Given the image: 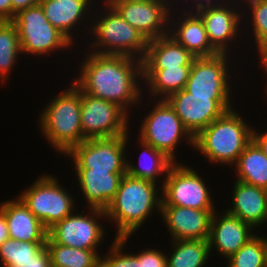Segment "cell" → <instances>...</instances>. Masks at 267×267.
<instances>
[{
  "instance_id": "cell-1",
  "label": "cell",
  "mask_w": 267,
  "mask_h": 267,
  "mask_svg": "<svg viewBox=\"0 0 267 267\" xmlns=\"http://www.w3.org/2000/svg\"><path fill=\"white\" fill-rule=\"evenodd\" d=\"M83 56L85 60L78 68L80 73L72 81L84 93L116 103L128 114L130 107L136 108L142 103L145 88L141 84V60L125 55H101L89 50Z\"/></svg>"
},
{
  "instance_id": "cell-2",
  "label": "cell",
  "mask_w": 267,
  "mask_h": 267,
  "mask_svg": "<svg viewBox=\"0 0 267 267\" xmlns=\"http://www.w3.org/2000/svg\"><path fill=\"white\" fill-rule=\"evenodd\" d=\"M159 191V192H158ZM162 187L157 184L125 174L109 207L106 217L114 222L115 238L132 236L153 212L161 214Z\"/></svg>"
},
{
  "instance_id": "cell-3",
  "label": "cell",
  "mask_w": 267,
  "mask_h": 267,
  "mask_svg": "<svg viewBox=\"0 0 267 267\" xmlns=\"http://www.w3.org/2000/svg\"><path fill=\"white\" fill-rule=\"evenodd\" d=\"M42 136L62 156L83 142L81 129V89L71 81L39 113Z\"/></svg>"
},
{
  "instance_id": "cell-4",
  "label": "cell",
  "mask_w": 267,
  "mask_h": 267,
  "mask_svg": "<svg viewBox=\"0 0 267 267\" xmlns=\"http://www.w3.org/2000/svg\"><path fill=\"white\" fill-rule=\"evenodd\" d=\"M233 108L194 138V149L211 164L233 166L253 140V127Z\"/></svg>"
},
{
  "instance_id": "cell-5",
  "label": "cell",
  "mask_w": 267,
  "mask_h": 267,
  "mask_svg": "<svg viewBox=\"0 0 267 267\" xmlns=\"http://www.w3.org/2000/svg\"><path fill=\"white\" fill-rule=\"evenodd\" d=\"M101 1V0H100ZM100 11L90 25L89 35L94 39L89 45V50L101 55H125L143 60L148 40L136 28L132 27L123 17L105 0ZM99 17V18H98ZM94 18V19H93ZM97 20V21H96ZM90 30V31H89Z\"/></svg>"
},
{
  "instance_id": "cell-6",
  "label": "cell",
  "mask_w": 267,
  "mask_h": 267,
  "mask_svg": "<svg viewBox=\"0 0 267 267\" xmlns=\"http://www.w3.org/2000/svg\"><path fill=\"white\" fill-rule=\"evenodd\" d=\"M154 101L155 105L140 123L137 139L164 152L174 162H178L175 155L176 147L181 141H186L194 148V137L166 100Z\"/></svg>"
},
{
  "instance_id": "cell-7",
  "label": "cell",
  "mask_w": 267,
  "mask_h": 267,
  "mask_svg": "<svg viewBox=\"0 0 267 267\" xmlns=\"http://www.w3.org/2000/svg\"><path fill=\"white\" fill-rule=\"evenodd\" d=\"M58 180L54 175L43 174L18 195L47 230L76 210L73 194Z\"/></svg>"
},
{
  "instance_id": "cell-8",
  "label": "cell",
  "mask_w": 267,
  "mask_h": 267,
  "mask_svg": "<svg viewBox=\"0 0 267 267\" xmlns=\"http://www.w3.org/2000/svg\"><path fill=\"white\" fill-rule=\"evenodd\" d=\"M23 54L41 57L74 46L46 18L39 4L18 11L13 19ZM59 49V50H58Z\"/></svg>"
},
{
  "instance_id": "cell-9",
  "label": "cell",
  "mask_w": 267,
  "mask_h": 267,
  "mask_svg": "<svg viewBox=\"0 0 267 267\" xmlns=\"http://www.w3.org/2000/svg\"><path fill=\"white\" fill-rule=\"evenodd\" d=\"M129 141V133L110 138L87 139L65 157L72 160L75 169L127 173L126 145H129Z\"/></svg>"
},
{
  "instance_id": "cell-10",
  "label": "cell",
  "mask_w": 267,
  "mask_h": 267,
  "mask_svg": "<svg viewBox=\"0 0 267 267\" xmlns=\"http://www.w3.org/2000/svg\"><path fill=\"white\" fill-rule=\"evenodd\" d=\"M175 162L162 186L161 205H177L200 210H216L212 194L196 169Z\"/></svg>"
},
{
  "instance_id": "cell-11",
  "label": "cell",
  "mask_w": 267,
  "mask_h": 267,
  "mask_svg": "<svg viewBox=\"0 0 267 267\" xmlns=\"http://www.w3.org/2000/svg\"><path fill=\"white\" fill-rule=\"evenodd\" d=\"M130 116L118 104L94 97L81 90L83 141L126 135L130 130L128 129Z\"/></svg>"
},
{
  "instance_id": "cell-12",
  "label": "cell",
  "mask_w": 267,
  "mask_h": 267,
  "mask_svg": "<svg viewBox=\"0 0 267 267\" xmlns=\"http://www.w3.org/2000/svg\"><path fill=\"white\" fill-rule=\"evenodd\" d=\"M88 209L87 215L84 209L81 214L75 210L60 220L48 230V236L60 245L98 252L102 240L106 237L105 226H102L100 222L107 219L106 212L95 208Z\"/></svg>"
},
{
  "instance_id": "cell-13",
  "label": "cell",
  "mask_w": 267,
  "mask_h": 267,
  "mask_svg": "<svg viewBox=\"0 0 267 267\" xmlns=\"http://www.w3.org/2000/svg\"><path fill=\"white\" fill-rule=\"evenodd\" d=\"M229 55L231 57L232 54L195 57L184 89L192 97H231L234 90L231 85L234 84L231 83L233 76L229 69L233 59Z\"/></svg>"
},
{
  "instance_id": "cell-14",
  "label": "cell",
  "mask_w": 267,
  "mask_h": 267,
  "mask_svg": "<svg viewBox=\"0 0 267 267\" xmlns=\"http://www.w3.org/2000/svg\"><path fill=\"white\" fill-rule=\"evenodd\" d=\"M232 99L233 97H192V94L183 89L170 95L166 101L195 138L215 119L234 108Z\"/></svg>"
},
{
  "instance_id": "cell-15",
  "label": "cell",
  "mask_w": 267,
  "mask_h": 267,
  "mask_svg": "<svg viewBox=\"0 0 267 267\" xmlns=\"http://www.w3.org/2000/svg\"><path fill=\"white\" fill-rule=\"evenodd\" d=\"M149 41L169 34L170 5L163 0H106Z\"/></svg>"
},
{
  "instance_id": "cell-16",
  "label": "cell",
  "mask_w": 267,
  "mask_h": 267,
  "mask_svg": "<svg viewBox=\"0 0 267 267\" xmlns=\"http://www.w3.org/2000/svg\"><path fill=\"white\" fill-rule=\"evenodd\" d=\"M233 3L230 0L221 5L201 8L195 12L203 21L211 46L218 53L230 54L229 52L233 50L232 47L230 49V46L237 42L236 38L238 36L240 38V32L246 29L242 26L243 12L241 8L243 7Z\"/></svg>"
},
{
  "instance_id": "cell-17",
  "label": "cell",
  "mask_w": 267,
  "mask_h": 267,
  "mask_svg": "<svg viewBox=\"0 0 267 267\" xmlns=\"http://www.w3.org/2000/svg\"><path fill=\"white\" fill-rule=\"evenodd\" d=\"M177 205H161V217L171 240L208 239L213 213Z\"/></svg>"
},
{
  "instance_id": "cell-18",
  "label": "cell",
  "mask_w": 267,
  "mask_h": 267,
  "mask_svg": "<svg viewBox=\"0 0 267 267\" xmlns=\"http://www.w3.org/2000/svg\"><path fill=\"white\" fill-rule=\"evenodd\" d=\"M254 228L243 222L236 216L226 211L221 213L215 211L213 213L210 225V234L208 237L210 254L213 249L220 254L221 258L228 259L235 254L251 237L257 233H253Z\"/></svg>"
},
{
  "instance_id": "cell-19",
  "label": "cell",
  "mask_w": 267,
  "mask_h": 267,
  "mask_svg": "<svg viewBox=\"0 0 267 267\" xmlns=\"http://www.w3.org/2000/svg\"><path fill=\"white\" fill-rule=\"evenodd\" d=\"M169 35L195 57L218 54L209 42L203 21L195 12L172 10L169 16Z\"/></svg>"
},
{
  "instance_id": "cell-20",
  "label": "cell",
  "mask_w": 267,
  "mask_h": 267,
  "mask_svg": "<svg viewBox=\"0 0 267 267\" xmlns=\"http://www.w3.org/2000/svg\"><path fill=\"white\" fill-rule=\"evenodd\" d=\"M77 183L87 203L85 208L106 210L118 191L123 176L127 173H110L92 169H74ZM82 190V191H81Z\"/></svg>"
},
{
  "instance_id": "cell-21",
  "label": "cell",
  "mask_w": 267,
  "mask_h": 267,
  "mask_svg": "<svg viewBox=\"0 0 267 267\" xmlns=\"http://www.w3.org/2000/svg\"><path fill=\"white\" fill-rule=\"evenodd\" d=\"M92 2L95 3L96 1L40 0V5L47 20L73 43L75 42L73 32H76L79 26L87 27L84 25L88 23L87 20L88 18L90 19L93 13L91 10L96 6L95 4L93 5ZM90 13L91 16L88 15ZM83 22L84 25H82Z\"/></svg>"
},
{
  "instance_id": "cell-22",
  "label": "cell",
  "mask_w": 267,
  "mask_h": 267,
  "mask_svg": "<svg viewBox=\"0 0 267 267\" xmlns=\"http://www.w3.org/2000/svg\"><path fill=\"white\" fill-rule=\"evenodd\" d=\"M232 205L225 211L250 224L254 229L267 222V190L236 180Z\"/></svg>"
},
{
  "instance_id": "cell-23",
  "label": "cell",
  "mask_w": 267,
  "mask_h": 267,
  "mask_svg": "<svg viewBox=\"0 0 267 267\" xmlns=\"http://www.w3.org/2000/svg\"><path fill=\"white\" fill-rule=\"evenodd\" d=\"M10 239L25 242H46L48 230L17 196L16 199L1 202Z\"/></svg>"
},
{
  "instance_id": "cell-24",
  "label": "cell",
  "mask_w": 267,
  "mask_h": 267,
  "mask_svg": "<svg viewBox=\"0 0 267 267\" xmlns=\"http://www.w3.org/2000/svg\"><path fill=\"white\" fill-rule=\"evenodd\" d=\"M194 58L184 46L167 34L148 41L142 69L192 66Z\"/></svg>"
},
{
  "instance_id": "cell-25",
  "label": "cell",
  "mask_w": 267,
  "mask_h": 267,
  "mask_svg": "<svg viewBox=\"0 0 267 267\" xmlns=\"http://www.w3.org/2000/svg\"><path fill=\"white\" fill-rule=\"evenodd\" d=\"M190 69L191 66L142 69L143 81L145 82L142 84L147 86L145 90L148 89L150 99L159 100L160 97V100H166L173 93L185 88Z\"/></svg>"
},
{
  "instance_id": "cell-26",
  "label": "cell",
  "mask_w": 267,
  "mask_h": 267,
  "mask_svg": "<svg viewBox=\"0 0 267 267\" xmlns=\"http://www.w3.org/2000/svg\"><path fill=\"white\" fill-rule=\"evenodd\" d=\"M142 153L140 155V165H134L130 160H127V174L131 177L146 180L158 184L161 177L163 186L170 167L175 163L164 152L157 150L153 146L138 139ZM164 176V178H163ZM159 179V180H158Z\"/></svg>"
},
{
  "instance_id": "cell-27",
  "label": "cell",
  "mask_w": 267,
  "mask_h": 267,
  "mask_svg": "<svg viewBox=\"0 0 267 267\" xmlns=\"http://www.w3.org/2000/svg\"><path fill=\"white\" fill-rule=\"evenodd\" d=\"M236 180L267 190V156L252 140L233 165Z\"/></svg>"
},
{
  "instance_id": "cell-28",
  "label": "cell",
  "mask_w": 267,
  "mask_h": 267,
  "mask_svg": "<svg viewBox=\"0 0 267 267\" xmlns=\"http://www.w3.org/2000/svg\"><path fill=\"white\" fill-rule=\"evenodd\" d=\"M170 243L167 267H204L210 259L208 239L171 240Z\"/></svg>"
},
{
  "instance_id": "cell-29",
  "label": "cell",
  "mask_w": 267,
  "mask_h": 267,
  "mask_svg": "<svg viewBox=\"0 0 267 267\" xmlns=\"http://www.w3.org/2000/svg\"><path fill=\"white\" fill-rule=\"evenodd\" d=\"M51 267H100V256L94 250L73 248L55 243L49 236L45 244Z\"/></svg>"
},
{
  "instance_id": "cell-30",
  "label": "cell",
  "mask_w": 267,
  "mask_h": 267,
  "mask_svg": "<svg viewBox=\"0 0 267 267\" xmlns=\"http://www.w3.org/2000/svg\"><path fill=\"white\" fill-rule=\"evenodd\" d=\"M22 54L17 27L13 21H0V81L7 82L14 64Z\"/></svg>"
},
{
  "instance_id": "cell-31",
  "label": "cell",
  "mask_w": 267,
  "mask_h": 267,
  "mask_svg": "<svg viewBox=\"0 0 267 267\" xmlns=\"http://www.w3.org/2000/svg\"><path fill=\"white\" fill-rule=\"evenodd\" d=\"M46 242H25L8 239L0 246L1 267H16V263H27L33 260Z\"/></svg>"
},
{
  "instance_id": "cell-32",
  "label": "cell",
  "mask_w": 267,
  "mask_h": 267,
  "mask_svg": "<svg viewBox=\"0 0 267 267\" xmlns=\"http://www.w3.org/2000/svg\"><path fill=\"white\" fill-rule=\"evenodd\" d=\"M228 267H267L266 246L263 237L254 235L228 259Z\"/></svg>"
},
{
  "instance_id": "cell-33",
  "label": "cell",
  "mask_w": 267,
  "mask_h": 267,
  "mask_svg": "<svg viewBox=\"0 0 267 267\" xmlns=\"http://www.w3.org/2000/svg\"><path fill=\"white\" fill-rule=\"evenodd\" d=\"M244 9L242 8L243 14V23H244V16L247 15L245 23H247V27H250L251 25V34L252 37H250V40H255V45L259 43H263L267 41V0H249L243 4ZM246 8V9H245ZM248 8V9H247ZM245 11V12H244ZM251 13H250V12ZM250 13V14H249ZM249 14V15H248ZM250 16V18H249ZM250 20H248V19Z\"/></svg>"
},
{
  "instance_id": "cell-34",
  "label": "cell",
  "mask_w": 267,
  "mask_h": 267,
  "mask_svg": "<svg viewBox=\"0 0 267 267\" xmlns=\"http://www.w3.org/2000/svg\"><path fill=\"white\" fill-rule=\"evenodd\" d=\"M131 236L114 238L109 252L100 256V267H140V252L125 253L126 242H129Z\"/></svg>"
},
{
  "instance_id": "cell-35",
  "label": "cell",
  "mask_w": 267,
  "mask_h": 267,
  "mask_svg": "<svg viewBox=\"0 0 267 267\" xmlns=\"http://www.w3.org/2000/svg\"><path fill=\"white\" fill-rule=\"evenodd\" d=\"M140 252V267H167V254L158 248H144Z\"/></svg>"
},
{
  "instance_id": "cell-36",
  "label": "cell",
  "mask_w": 267,
  "mask_h": 267,
  "mask_svg": "<svg viewBox=\"0 0 267 267\" xmlns=\"http://www.w3.org/2000/svg\"><path fill=\"white\" fill-rule=\"evenodd\" d=\"M228 1H230V0H186V1L182 0V2H181V0H173L172 4L174 6H172V10L176 9V10H182V11H185V12H196L201 8H205V7H209V6L221 5V4H224V3L228 2ZM178 2H181L182 4L178 3ZM188 3H189V5H188ZM177 4H179V5H177ZM176 5H177V7H176ZM180 5H183V6L185 5V8H183V6H180ZM178 7H181V9L180 8L177 9ZM186 7H190V8L186 9Z\"/></svg>"
},
{
  "instance_id": "cell-37",
  "label": "cell",
  "mask_w": 267,
  "mask_h": 267,
  "mask_svg": "<svg viewBox=\"0 0 267 267\" xmlns=\"http://www.w3.org/2000/svg\"><path fill=\"white\" fill-rule=\"evenodd\" d=\"M16 267H51L50 255L46 246L27 263H16Z\"/></svg>"
},
{
  "instance_id": "cell-38",
  "label": "cell",
  "mask_w": 267,
  "mask_h": 267,
  "mask_svg": "<svg viewBox=\"0 0 267 267\" xmlns=\"http://www.w3.org/2000/svg\"><path fill=\"white\" fill-rule=\"evenodd\" d=\"M0 21H13L12 0H0Z\"/></svg>"
},
{
  "instance_id": "cell-39",
  "label": "cell",
  "mask_w": 267,
  "mask_h": 267,
  "mask_svg": "<svg viewBox=\"0 0 267 267\" xmlns=\"http://www.w3.org/2000/svg\"><path fill=\"white\" fill-rule=\"evenodd\" d=\"M255 51L257 53V56L259 57V66L261 69H263V72H265L266 76H267V41L263 42V43H259L256 46ZM259 54V55H258Z\"/></svg>"
},
{
  "instance_id": "cell-40",
  "label": "cell",
  "mask_w": 267,
  "mask_h": 267,
  "mask_svg": "<svg viewBox=\"0 0 267 267\" xmlns=\"http://www.w3.org/2000/svg\"><path fill=\"white\" fill-rule=\"evenodd\" d=\"M40 3V0H12L13 4V19L16 13L22 9L30 8Z\"/></svg>"
},
{
  "instance_id": "cell-41",
  "label": "cell",
  "mask_w": 267,
  "mask_h": 267,
  "mask_svg": "<svg viewBox=\"0 0 267 267\" xmlns=\"http://www.w3.org/2000/svg\"><path fill=\"white\" fill-rule=\"evenodd\" d=\"M264 132V133H263ZM257 132L256 127L253 128V140L262 149L264 154L267 156V131Z\"/></svg>"
},
{
  "instance_id": "cell-42",
  "label": "cell",
  "mask_w": 267,
  "mask_h": 267,
  "mask_svg": "<svg viewBox=\"0 0 267 267\" xmlns=\"http://www.w3.org/2000/svg\"><path fill=\"white\" fill-rule=\"evenodd\" d=\"M9 238L8 224L4 212L0 209V246Z\"/></svg>"
},
{
  "instance_id": "cell-43",
  "label": "cell",
  "mask_w": 267,
  "mask_h": 267,
  "mask_svg": "<svg viewBox=\"0 0 267 267\" xmlns=\"http://www.w3.org/2000/svg\"><path fill=\"white\" fill-rule=\"evenodd\" d=\"M241 1H242L243 3H245V2H247V1H249V0H238L239 5L242 4ZM232 2H234V4H236V5H238V2H237L236 0H232ZM236 2H237V3H236Z\"/></svg>"
},
{
  "instance_id": "cell-44",
  "label": "cell",
  "mask_w": 267,
  "mask_h": 267,
  "mask_svg": "<svg viewBox=\"0 0 267 267\" xmlns=\"http://www.w3.org/2000/svg\"><path fill=\"white\" fill-rule=\"evenodd\" d=\"M163 1L170 5L171 11H172V6H173L172 1L173 0H163Z\"/></svg>"
},
{
  "instance_id": "cell-45",
  "label": "cell",
  "mask_w": 267,
  "mask_h": 267,
  "mask_svg": "<svg viewBox=\"0 0 267 267\" xmlns=\"http://www.w3.org/2000/svg\"><path fill=\"white\" fill-rule=\"evenodd\" d=\"M262 236H263V239H264V242H265V246H266V255H267V236H264L263 234H262Z\"/></svg>"
},
{
  "instance_id": "cell-46",
  "label": "cell",
  "mask_w": 267,
  "mask_h": 267,
  "mask_svg": "<svg viewBox=\"0 0 267 267\" xmlns=\"http://www.w3.org/2000/svg\"><path fill=\"white\" fill-rule=\"evenodd\" d=\"M265 84H266V85H265L266 87H265V92H264V93H265V95L267 96V82H266Z\"/></svg>"
}]
</instances>
